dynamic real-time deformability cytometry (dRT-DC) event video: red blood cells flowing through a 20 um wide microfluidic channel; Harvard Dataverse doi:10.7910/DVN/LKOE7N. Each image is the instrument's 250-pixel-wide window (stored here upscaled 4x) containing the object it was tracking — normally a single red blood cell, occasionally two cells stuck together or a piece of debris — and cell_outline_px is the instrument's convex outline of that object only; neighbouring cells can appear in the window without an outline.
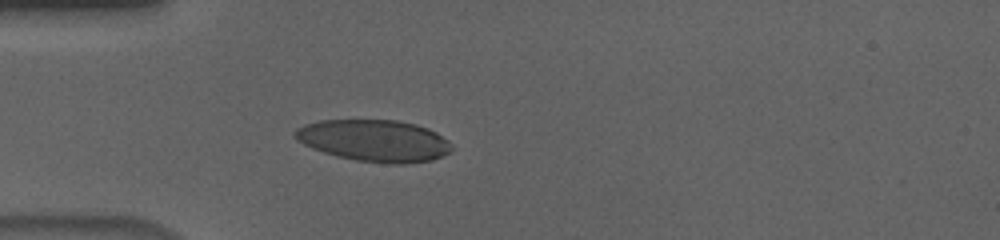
{"species": "human", "species_latin": "Homo sapiens", "temperature_condition": "cold", "stored_images_in_passage": 40, "camera_frame_rate_fps": 3000, "um_per_image_px": 0.085, "donor": {"sex": "male"}, "frame": {"image": 1, "passage_image": 1, "time_ms": 0.0, "image_size_px": [1000, 240], "cell_outline_px": [[452, 148], [448, 152], [432, 160], [404, 164], [388, 164], [356, 160], [336, 156], [312, 148], [296, 140], [292, 136], [292, 132], [296, 128], [304, 124], [320, 120], [396, 120], [416, 124], [428, 128], [436, 132], [448, 140], [452, 144]], "centroid_in_image_um": [31.78, 11.95], "position_along_channel_um": 53.2, "area_um2": 38.38}}
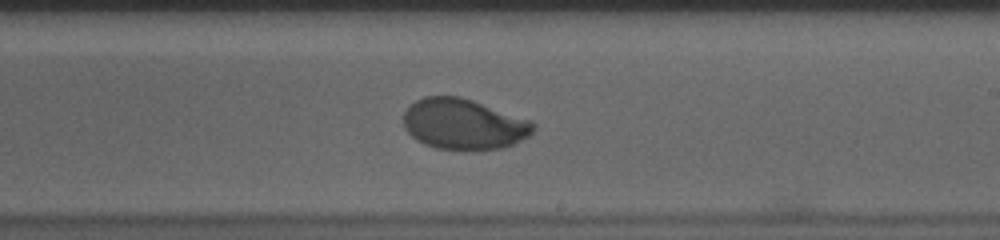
{"frame": {"image": 2, "passage_image": 18, "time_ms": 5.667, "image_size_px": [1000, 240], "cell_outline_px": [[536, 128], [528, 136], [504, 148], [472, 152], [460, 152], [436, 148], [424, 144], [416, 140], [404, 128], [404, 112], [408, 104], [424, 96], [460, 96], [532, 120], [536, 124]], "centroid_in_image_um": [39.41, 10.58], "position_along_channel_um": 249.6, "area_um2": 39.25}}
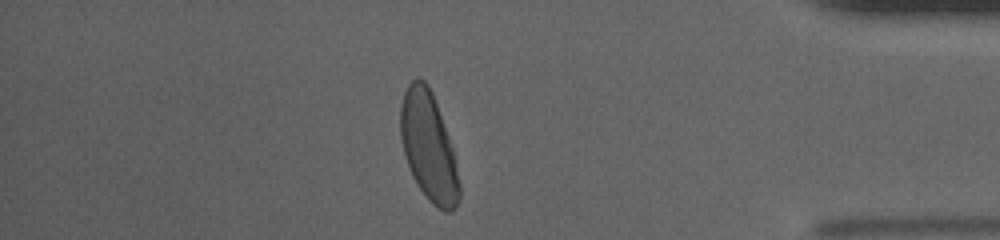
{"frame": {"image": 3, "passage_image": 33, "time_ms": 10.667, "image_size_px": [1000, 240], "cell_outline_px": [[460, 196], [456, 208], [452, 212], [444, 212], [432, 204], [428, 200], [416, 184], [412, 176], [404, 156], [400, 140], [400, 104], [404, 92], [408, 84], [416, 76], [420, 76], [428, 84], [432, 92], [452, 148], [460, 184]], "centroid_in_image_um": [36.4, 12.48], "position_along_channel_um": 398.8, "area_um2": 37.45}, "authors_computed_cell_mechanics": {"area_um2": 38.3792, "velocity_mm_per_s": 3.6487, "shape_relaxation_time_tau1_ms": 3.9639, "shape_relaxation_time_tau2_ms": null, "deformation_change_tau1": 0.1657, "deformation_change_tau2": null}}